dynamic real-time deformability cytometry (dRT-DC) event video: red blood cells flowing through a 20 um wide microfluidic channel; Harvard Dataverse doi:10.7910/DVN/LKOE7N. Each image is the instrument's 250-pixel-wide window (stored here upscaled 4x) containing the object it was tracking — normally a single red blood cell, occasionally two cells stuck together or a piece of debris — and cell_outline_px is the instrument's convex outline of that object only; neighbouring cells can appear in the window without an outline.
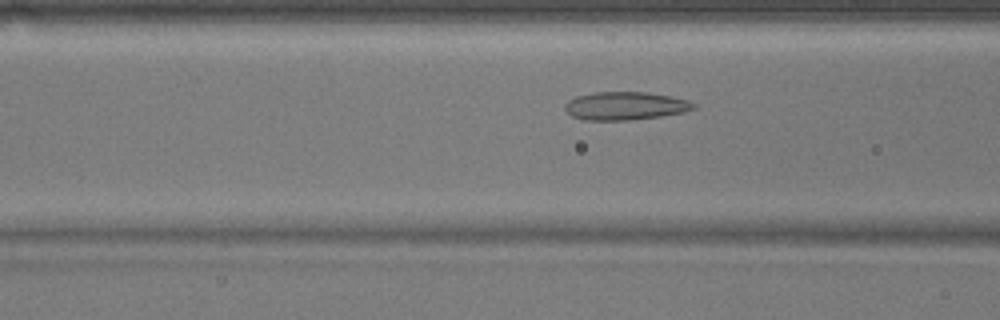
{"species": "common noctule bat (a hibernating species)", "species_latin": "Nyctalus noctula", "temperature_condition": "warm", "stored_images_in_passage": 40, "camera_frame_rate_fps": 3000, "um_per_image_px": 0.085, "animal": {"sex": "male", "body_mass_g": 17.9}, "frame": {"image": 1, "passage_image": 14, "time_ms": 4.333, "image_size_px": [1000, 320], "cell_outline_px": [[696, 108], [684, 112], [660, 116], [632, 120], [588, 120], [572, 116], [564, 108], [564, 104], [568, 100], [576, 96], [592, 92], [644, 92], [672, 96], [688, 100], [696, 104]], "centroid_in_image_um": [53.15, 8.99], "position_along_channel_um": 113.4, "area_um2": 21.15}}
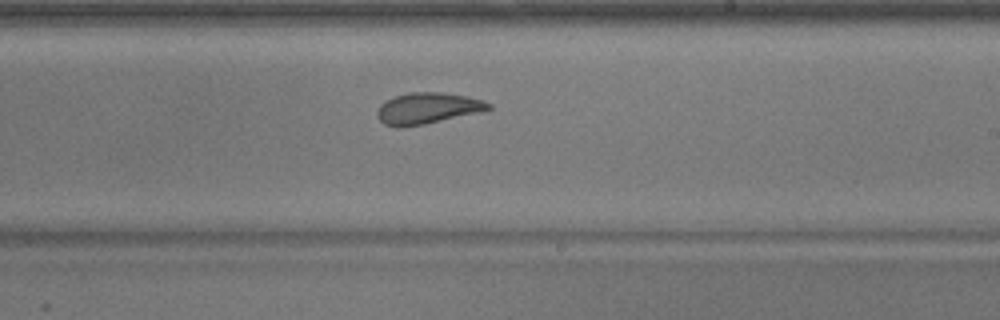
{"frame": {"image": 2, "passage_image": 25, "time_ms": 8.0, "image_size_px": [1000, 320], "cell_outline_px": [[492, 108], [480, 112], [424, 124], [400, 128], [396, 128], [384, 124], [376, 116], [376, 112], [380, 104], [384, 100], [392, 96], [408, 92], [444, 92], [468, 96], [484, 100], [492, 104]], "centroid_in_image_um": [36.31, 9.19], "position_along_channel_um": 252.7, "area_um2": 20.63}}
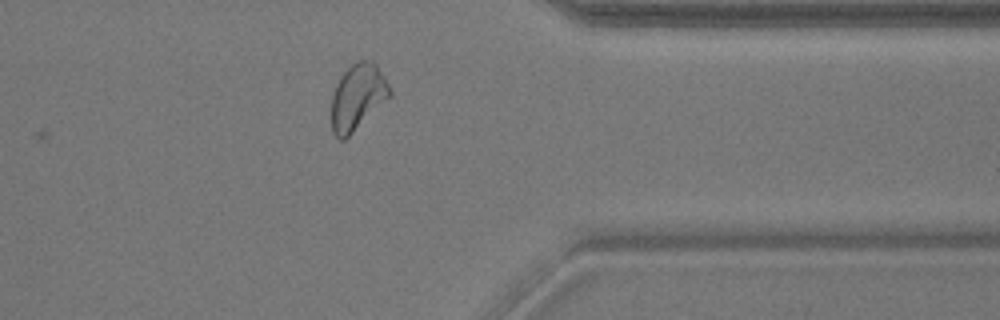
{"frame": {"image": 3, "passage_image": 36, "time_ms": 11.667, "image_size_px": [1000, 320], "cell_outline_px": [[392, 96], [344, 140], [340, 140], [332, 132], [332, 96], [336, 84], [340, 76], [352, 64], [360, 60], [364, 60], [376, 64], [384, 76], [392, 92]], "centroid_in_image_um": [30.4, 8.26], "position_along_channel_um": 381.0, "area_um2": 22.25}, "authors_computed_cell_mechanics": {"area_um2": 20.8947, "velocity_mm_per_s": 3.8041, "shape_relaxation_time_tau1_ms": 6.993, "shape_relaxation_time_tau2_ms": 1.6894, "deformation_change_tau1": 0.1618, "deformation_change_tau2": 0.0782}}